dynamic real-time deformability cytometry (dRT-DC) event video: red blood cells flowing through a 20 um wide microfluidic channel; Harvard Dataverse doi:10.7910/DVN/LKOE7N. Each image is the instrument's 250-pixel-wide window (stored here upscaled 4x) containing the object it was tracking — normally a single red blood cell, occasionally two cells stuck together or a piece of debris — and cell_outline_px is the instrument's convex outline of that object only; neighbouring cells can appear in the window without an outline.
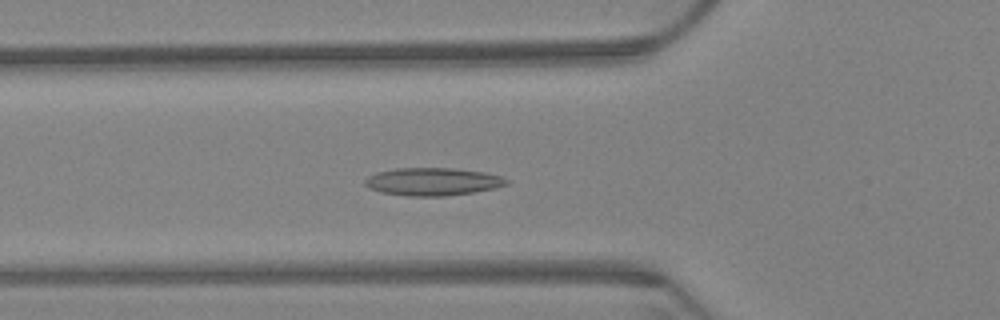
{"species": "Egyptian fruit bat (a non-hibernating species)", "species_latin": "Rousettus aegyptiacus", "temperature_condition": "warm", "stored_images_in_passage": 57, "camera_frame_rate_fps": 3000, "um_per_image_px": 0.085, "animal": {"sex": "female"}, "frame": {"image": 1, "passage_image": 15, "time_ms": 4.667, "image_size_px": [1000, 320], "cell_outline_px": [[508, 184], [496, 188], [472, 192], [444, 196], [404, 196], [380, 192], [368, 188], [364, 184], [364, 180], [368, 176], [376, 172], [396, 168], [452, 168], [484, 172], [500, 176], [508, 180]], "centroid_in_image_um": [36.73, 15.44], "position_along_channel_um": 89.1, "area_um2": 23.0}}
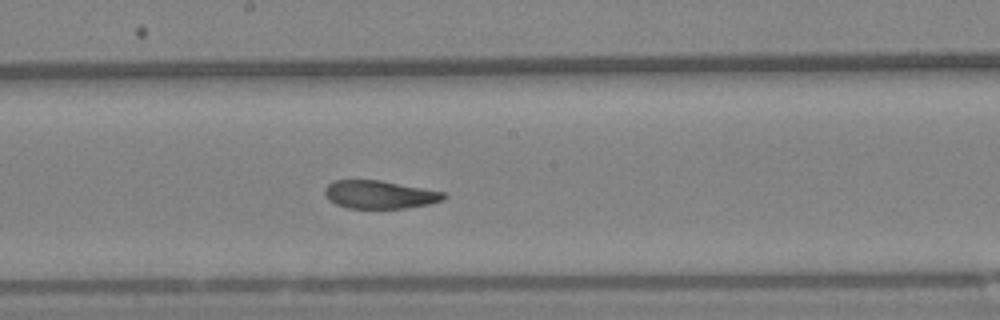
{"frame": {"image": 2, "passage_image": 27, "time_ms": 8.667, "image_size_px": [1000, 320], "cell_outline_px": [[448, 196], [444, 200], [428, 204], [404, 208], [348, 208], [336, 204], [328, 200], [324, 192], [324, 188], [328, 184], [336, 180], [380, 180], [444, 192]], "centroid_in_image_um": [32.26, 16.54], "position_along_channel_um": 215.9, "area_um2": 19.42}}
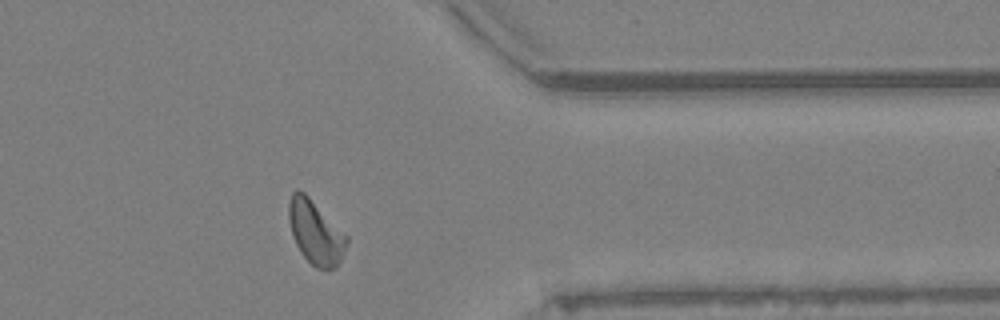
{"frame": {"image": 3, "passage_image": 44, "time_ms": 14.333, "image_size_px": [1000, 320], "cell_outline_px": [[348, 240], [340, 260], [332, 268], [316, 268], [304, 256], [296, 244], [292, 236], [288, 220], [288, 200], [292, 192], [296, 188], [304, 192], [348, 236]], "centroid_in_image_um": [26.78, 19.69], "position_along_channel_um": 384.6, "area_um2": 21.21}, "authors_computed_cell_mechanics": {"area_um2": 20.6924, "velocity_mm_per_s": 3.1786, "shape_relaxation_time_tau1_ms": 8.5725, "shape_relaxation_time_tau2_ms": 2.2926, "deformation_change_tau1": 0.1764, "deformation_change_tau2": 0.0858}}